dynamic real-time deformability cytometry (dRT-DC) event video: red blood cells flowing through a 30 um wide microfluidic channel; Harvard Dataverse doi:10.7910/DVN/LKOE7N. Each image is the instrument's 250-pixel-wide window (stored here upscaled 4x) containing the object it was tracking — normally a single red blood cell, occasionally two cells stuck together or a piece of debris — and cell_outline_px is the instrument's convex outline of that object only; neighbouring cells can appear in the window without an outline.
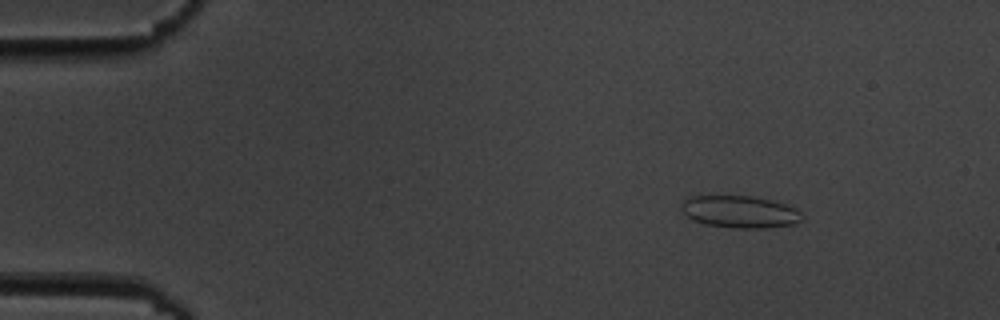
{"species": "common noctule bat (a hibernating species)", "species_latin": "Nyctalus noctula", "temperature_condition": "cold", "stored_images_in_passage": 9, "camera_frame_rate_fps": 3000, "um_per_image_px": 0.085, "animal": {"sex": "male", "body_mass_g": 19.5, "forearm_length_mm": 54.6}, "frame": {"image": 1, "passage_image": 2, "time_ms": 1.0, "image_size_px": [1000, 320], "cell_outline_px": [[800, 220], [796, 224], [764, 228], [732, 228], [704, 224], [692, 220], [680, 208], [680, 204], [688, 196], [752, 196], [784, 204], [796, 208], [800, 212]], "centroid_in_image_um": [62.84, 18.01], "position_along_channel_um": 22.2, "area_um2": 22.54}}
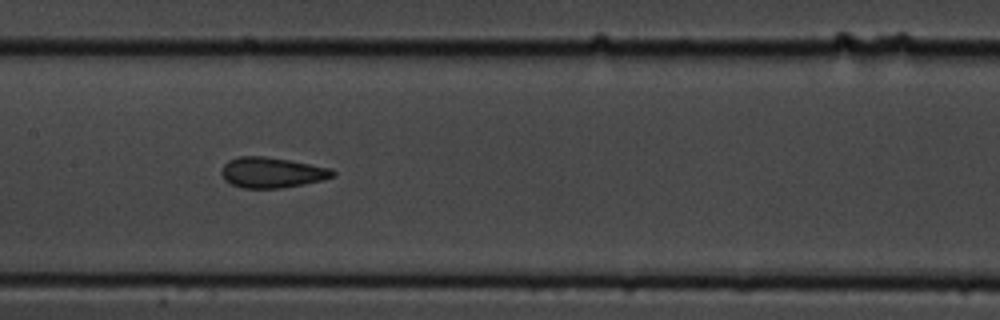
{"frame": {"image": 2, "passage_image": 8, "time_ms": 8.0, "image_size_px": [1000, 320], "cell_outline_px": [[336, 176], [324, 180], [304, 184], [280, 188], [244, 188], [232, 184], [224, 180], [220, 172], [224, 164], [228, 160], [236, 156], [264, 156], [288, 160], [332, 168], [336, 172]], "centroid_in_image_um": [23.12, 14.66], "position_along_channel_um": 184.3, "area_um2": 19.94}}
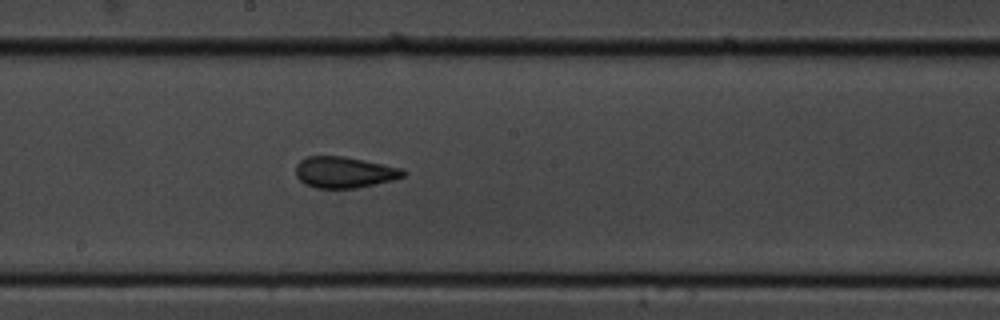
{"frame": {"image": 3, "passage_image": 9, "time_ms": 9.0, "image_size_px": [1000, 320], "cell_outline_px": [[408, 172], [404, 176], [392, 180], [356, 188], [316, 188], [304, 184], [296, 176], [296, 164], [300, 160], [308, 156], [344, 156], [384, 164], [400, 168]], "centroid_in_image_um": [29.25, 14.64], "position_along_channel_um": 219.0, "area_um2": 19.54}}